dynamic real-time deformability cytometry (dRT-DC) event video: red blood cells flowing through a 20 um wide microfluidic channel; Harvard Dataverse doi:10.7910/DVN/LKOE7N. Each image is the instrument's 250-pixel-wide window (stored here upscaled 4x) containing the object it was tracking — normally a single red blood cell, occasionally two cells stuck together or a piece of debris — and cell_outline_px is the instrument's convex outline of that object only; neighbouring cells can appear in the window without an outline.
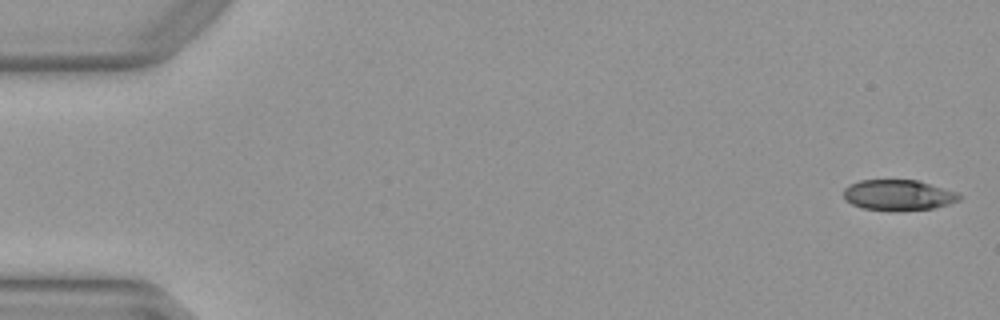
{"species": "Egyptian fruit bat (a non-hibernating species)", "species_latin": "Rousettus aegyptiacus", "temperature_condition": "warm", "stored_images_in_passage": 20, "camera_frame_rate_fps": 3000, "um_per_image_px": 0.085, "animal": {"sex": "female"}, "frame": {"image": 1, "passage_image": 1, "time_ms": 0.0, "image_size_px": [1000, 320], "cell_outline_px": [[960, 200], [948, 204], [932, 208], [860, 208], [844, 200], [844, 188], [848, 184], [860, 180], [916, 180], [956, 192], [960, 196]], "centroid_in_image_um": [76.29, 16.53], "position_along_channel_um": 8.7, "area_um2": 19.77}}
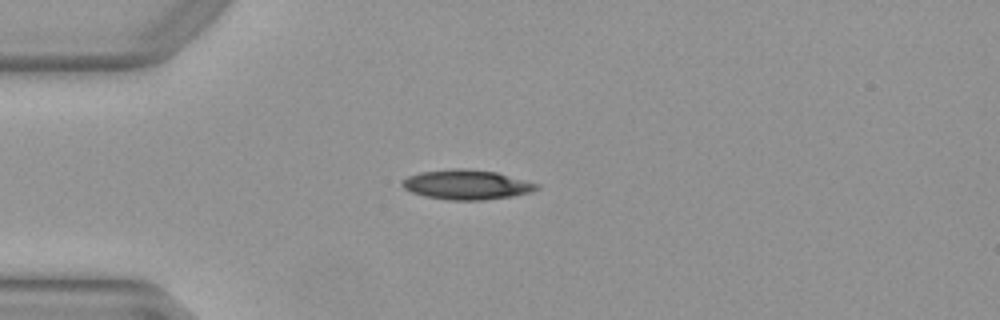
{"frame": {"image": 2, "passage_image": 13, "time_ms": 4.0, "image_size_px": [1000, 320], "cell_outline_px": [[540, 188], [532, 192], [512, 196], [484, 200], [452, 200], [424, 196], [412, 192], [404, 188], [400, 184], [408, 176], [420, 172], [456, 168], [464, 168], [496, 172], [540, 184]], "centroid_in_image_um": [39.69, 15.69], "position_along_channel_um": 45.3, "area_um2": 23.24}}
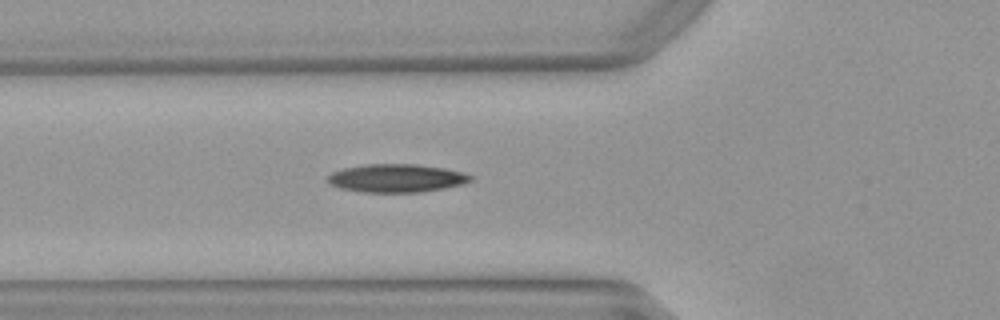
{"frame": {"image": 3, "passage_image": 18, "time_ms": 5.667, "image_size_px": [1000, 320], "cell_outline_px": [[476, 180], [464, 184], [444, 188], [420, 192], [360, 192], [340, 188], [328, 184], [328, 176], [332, 172], [344, 168], [364, 164], [416, 164], [444, 168], [464, 172], [476, 176]], "centroid_in_image_um": [33.76, 15.14], "position_along_channel_um": 92.0, "area_um2": 23.81}}